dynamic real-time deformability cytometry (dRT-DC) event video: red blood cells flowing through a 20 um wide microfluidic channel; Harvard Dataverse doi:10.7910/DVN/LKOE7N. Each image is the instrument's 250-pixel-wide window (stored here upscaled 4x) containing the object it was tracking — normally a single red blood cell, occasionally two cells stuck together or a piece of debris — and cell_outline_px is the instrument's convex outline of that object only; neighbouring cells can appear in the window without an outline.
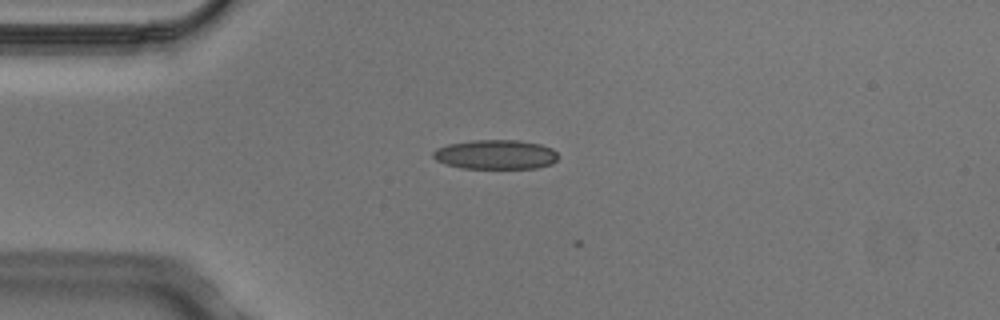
{"species": "Egyptian fruit bat (a non-hibernating species)", "species_latin": "Rousettus aegyptiacus", "temperature_condition": "cold", "stored_images_in_passage": 1, "camera_frame_rate_fps": 3000, "um_per_image_px": 0.085, "animal": {"sex": "male"}, "frame": {"image": 1, "passage_image": 1, "time_ms": 0.0, "image_size_px": [1000, 320], "cell_outline_px": [[556, 160], [552, 164], [536, 168], [460, 168], [444, 164], [436, 160], [432, 156], [432, 152], [436, 148], [448, 144], [472, 140], [520, 140], [540, 144], [552, 148], [556, 152]], "centroid_in_image_um": [42.09, 13.13], "position_along_channel_um": 42.9, "area_um2": 21.56}}